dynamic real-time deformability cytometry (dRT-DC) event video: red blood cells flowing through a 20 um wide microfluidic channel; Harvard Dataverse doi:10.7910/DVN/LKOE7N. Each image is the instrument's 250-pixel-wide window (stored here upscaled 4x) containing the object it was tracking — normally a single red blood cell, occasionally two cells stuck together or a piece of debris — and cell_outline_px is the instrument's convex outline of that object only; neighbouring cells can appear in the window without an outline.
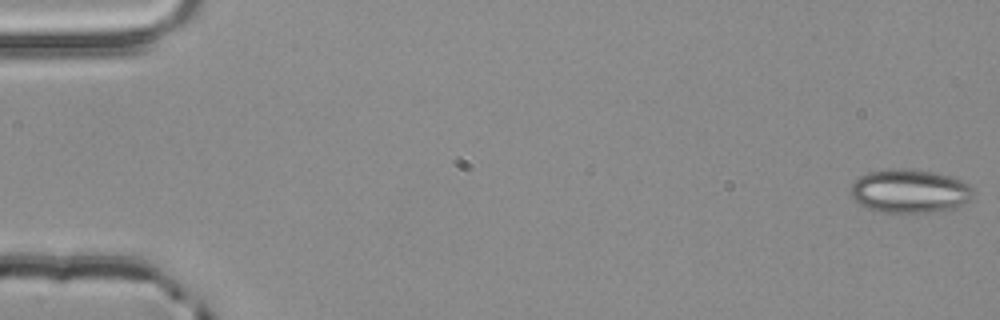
{"species": "common noctule bat (a hibernating species)", "species_latin": "Nyctalus noctula", "temperature_condition": "room temperature", "stored_images_in_passage": 18, "camera_frame_rate_fps": 3000, "um_per_image_px": 0.085, "animal": {"sex": "male", "body_mass_g": 20.4}, "frame": {"image": 1, "passage_image": 1, "time_ms": 0.0, "image_size_px": [1000, 320], "cell_outline_px": [[972, 196], [968, 200], [952, 208], [932, 212], [880, 212], [868, 208], [860, 204], [848, 192], [852, 184], [860, 176], [868, 172], [888, 168], [900, 168], [928, 172], [948, 176], [960, 180], [968, 184], [972, 188]], "centroid_in_image_um": [77.26, 16.24], "position_along_channel_um": 7.7, "area_um2": 30.69}}